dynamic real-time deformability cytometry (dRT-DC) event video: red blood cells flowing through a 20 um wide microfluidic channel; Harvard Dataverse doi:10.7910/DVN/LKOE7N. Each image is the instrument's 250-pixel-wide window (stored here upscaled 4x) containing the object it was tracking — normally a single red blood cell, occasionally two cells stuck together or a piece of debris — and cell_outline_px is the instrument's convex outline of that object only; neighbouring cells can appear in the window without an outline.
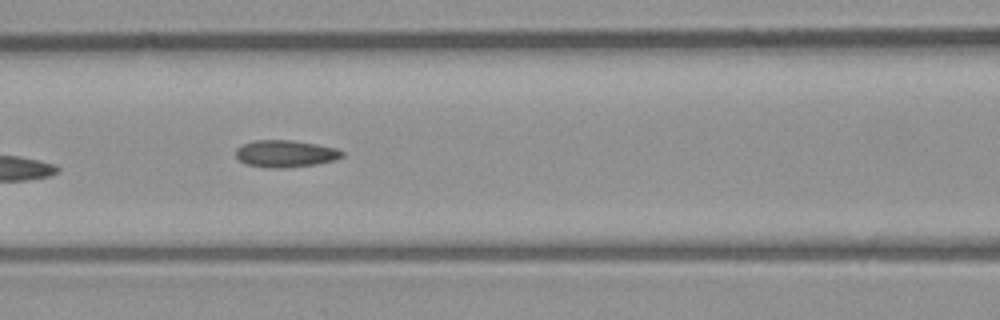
{"species": "common noctule bat (a hibernating species)", "species_latin": "Nyctalus noctula", "temperature_condition": "room temperature", "stored_images_in_passage": 7, "camera_frame_rate_fps": 3000, "um_per_image_px": 0.085, "animal": {"sex": "male", "body_mass_g": 23.1, "forearm_length_mm": 52.7}, "frame": {"image": 1, "passage_image": 7, "time_ms": 7.0, "image_size_px": [1000, 320], "cell_outline_px": [[344, 156], [336, 160], [316, 164], [284, 168], [268, 168], [244, 164], [236, 156], [236, 148], [240, 144], [252, 140], [292, 140], [316, 144], [336, 148], [344, 152]], "centroid_in_image_um": [24.24, 13.06], "position_along_channel_um": 142.4, "area_um2": 16.99}}